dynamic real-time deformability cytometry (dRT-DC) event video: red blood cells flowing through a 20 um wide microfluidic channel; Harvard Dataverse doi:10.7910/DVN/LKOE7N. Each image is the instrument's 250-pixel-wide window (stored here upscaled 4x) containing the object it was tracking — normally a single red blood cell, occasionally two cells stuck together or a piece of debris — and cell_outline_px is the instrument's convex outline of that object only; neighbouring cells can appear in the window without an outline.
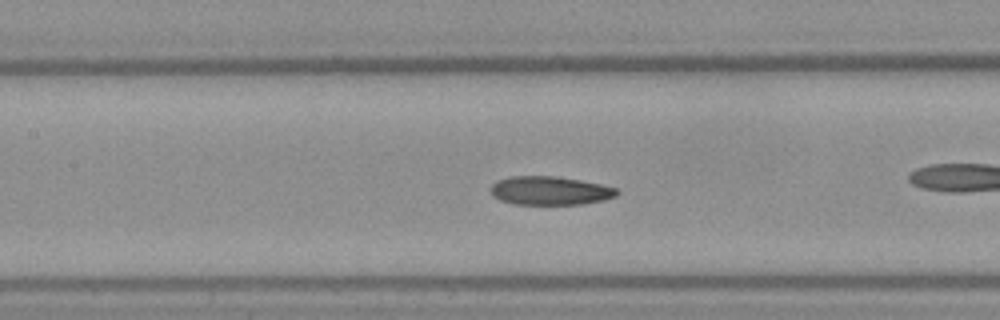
{"species": "Egyptian fruit bat (a non-hibernating species)", "species_latin": "Rousettus aegyptiacus", "temperature_condition": "warm", "stored_images_in_passage": 30, "camera_frame_rate_fps": 3000, "um_per_image_px": 0.085, "frame": {"image": 1, "passage_image": 5, "time_ms": 1.333, "image_size_px": [1000, 320], "cell_outline_px": [[620, 192], [616, 196], [604, 200], [584, 204], [516, 204], [500, 200], [492, 196], [492, 184], [496, 180], [508, 176], [556, 176], [580, 180], [600, 184], [616, 188]], "centroid_in_image_um": [46.75, 16.2], "position_along_channel_um": 160.7, "area_um2": 21.1}}
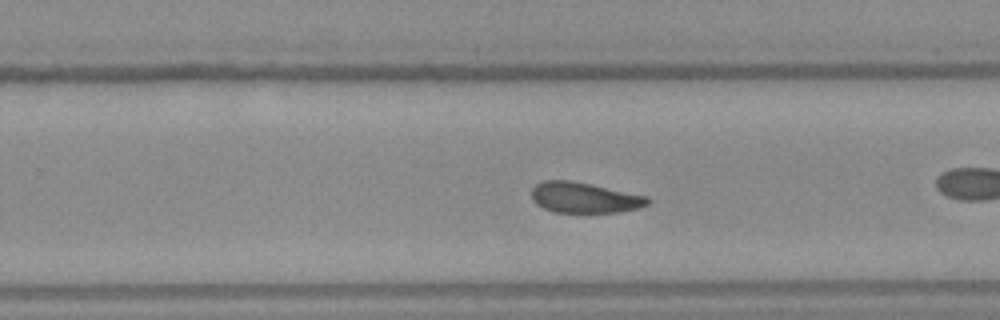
{"frame": {"image": 2, "passage_image": 13, "time_ms": 4.0, "image_size_px": [1000, 320], "cell_outline_px": [[648, 204], [640, 208], [620, 212], [552, 212], [536, 204], [532, 200], [532, 188], [536, 184], [544, 180], [572, 180], [648, 196]], "centroid_in_image_um": [49.66, 16.79], "position_along_channel_um": 280.1, "area_um2": 20.75}}